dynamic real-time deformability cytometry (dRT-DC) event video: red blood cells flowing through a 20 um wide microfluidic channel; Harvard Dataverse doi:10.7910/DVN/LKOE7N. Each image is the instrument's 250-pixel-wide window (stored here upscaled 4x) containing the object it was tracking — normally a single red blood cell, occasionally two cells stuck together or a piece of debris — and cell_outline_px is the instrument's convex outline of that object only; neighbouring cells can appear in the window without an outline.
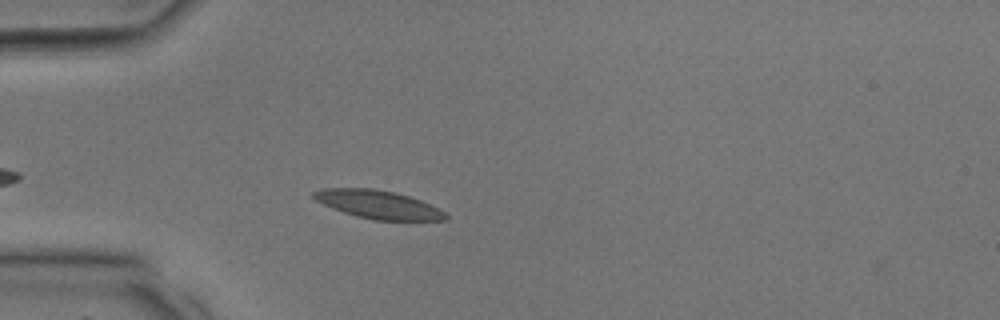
{"species": "common noctule bat (a hibernating species)", "species_latin": "Nyctalus noctula", "temperature_condition": "room temperature", "stored_images_in_passage": 8, "camera_frame_rate_fps": 3000, "um_per_image_px": 0.085, "animal": {"sex": "male", "body_mass_g": 17.9, "forearm_length_mm": 54.2}, "frame": {"image": 1, "passage_image": 4, "time_ms": 1.0, "image_size_px": [1000, 320], "cell_outline_px": [[448, 220], [372, 220], [356, 216], [332, 208], [316, 200], [312, 196], [312, 192], [320, 188], [372, 188], [396, 192], [420, 200], [444, 212], [448, 216]], "centroid_in_image_um": [32.11, 17.37], "position_along_channel_um": 52.9, "area_um2": 21.62}}
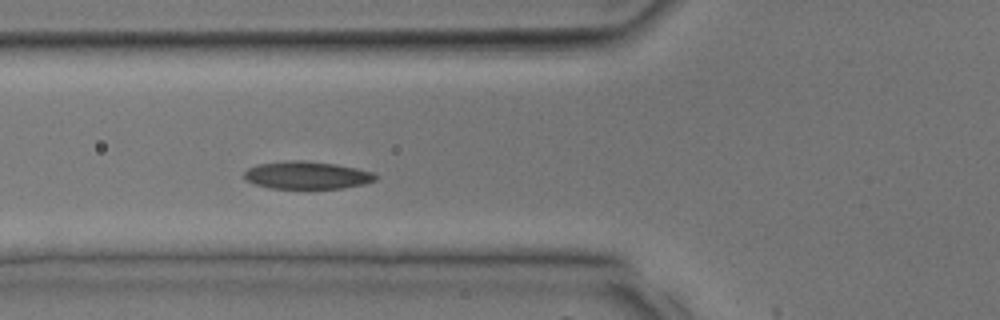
{"frame": {"image": 2, "passage_image": 7, "time_ms": 2.0, "image_size_px": [1000, 320], "cell_outline_px": [[376, 180], [364, 184], [344, 188], [272, 188], [256, 184], [248, 180], [244, 176], [244, 172], [248, 168], [256, 164], [284, 160], [304, 160], [336, 164], [356, 168], [372, 172], [376, 176]], "centroid_in_image_um": [26.08, 14.88], "position_along_channel_um": 99.7, "area_um2": 21.1}}